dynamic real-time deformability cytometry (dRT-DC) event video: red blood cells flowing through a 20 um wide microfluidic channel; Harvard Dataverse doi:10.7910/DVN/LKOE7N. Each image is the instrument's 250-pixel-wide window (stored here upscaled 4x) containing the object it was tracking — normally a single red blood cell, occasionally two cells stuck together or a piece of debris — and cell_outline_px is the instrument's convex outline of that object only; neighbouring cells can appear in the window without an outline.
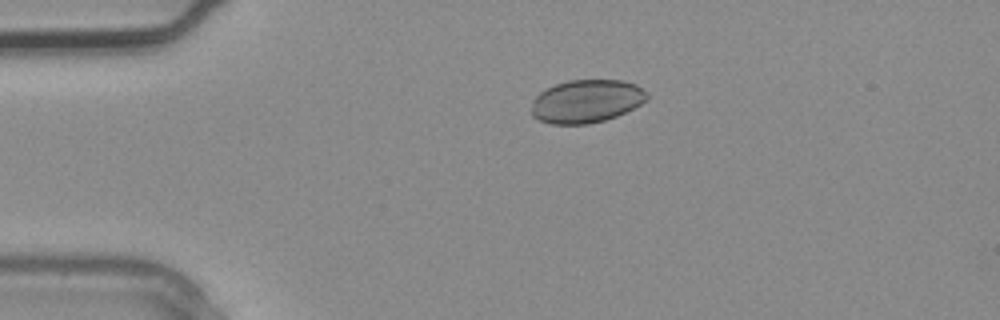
{"species": "common noctule bat (a hibernating species)", "species_latin": "Nyctalus noctula", "temperature_condition": "warm", "stored_images_in_passage": 4, "camera_frame_rate_fps": 3000, "um_per_image_px": 0.085, "animal": {"sex": "male", "body_mass_g": 20.4}, "frame": {"image": 1, "passage_image": 3, "time_ms": 0.667, "image_size_px": [1000, 320], "cell_outline_px": [[648, 100], [616, 116], [604, 120], [588, 124], [552, 124], [540, 120], [532, 116], [532, 108], [536, 96], [540, 92], [556, 84], [568, 80], [624, 80], [636, 84], [648, 92]], "centroid_in_image_um": [49.88, 8.6], "position_along_channel_um": 35.1, "area_um2": 28.9}}